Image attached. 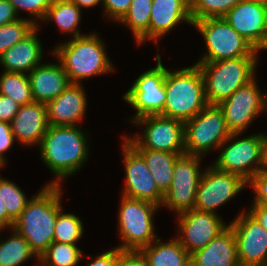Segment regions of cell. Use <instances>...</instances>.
Returning <instances> with one entry per match:
<instances>
[{
    "instance_id": "6da1fadb",
    "label": "cell",
    "mask_w": 267,
    "mask_h": 266,
    "mask_svg": "<svg viewBox=\"0 0 267 266\" xmlns=\"http://www.w3.org/2000/svg\"><path fill=\"white\" fill-rule=\"evenodd\" d=\"M61 189V186H44L13 224L12 228L25 238L37 259L54 242L56 218L62 209Z\"/></svg>"
},
{
    "instance_id": "7a4b0ae2",
    "label": "cell",
    "mask_w": 267,
    "mask_h": 266,
    "mask_svg": "<svg viewBox=\"0 0 267 266\" xmlns=\"http://www.w3.org/2000/svg\"><path fill=\"white\" fill-rule=\"evenodd\" d=\"M80 129L79 126H49L39 150L55 180L45 185L61 186V181L77 173L87 160L88 137Z\"/></svg>"
},
{
    "instance_id": "3957f363",
    "label": "cell",
    "mask_w": 267,
    "mask_h": 266,
    "mask_svg": "<svg viewBox=\"0 0 267 266\" xmlns=\"http://www.w3.org/2000/svg\"><path fill=\"white\" fill-rule=\"evenodd\" d=\"M94 33L84 34L59 44L54 48L70 83L109 73L114 70L105 51L104 42Z\"/></svg>"
},
{
    "instance_id": "277c9868",
    "label": "cell",
    "mask_w": 267,
    "mask_h": 266,
    "mask_svg": "<svg viewBox=\"0 0 267 266\" xmlns=\"http://www.w3.org/2000/svg\"><path fill=\"white\" fill-rule=\"evenodd\" d=\"M164 86L166 103L160 114L162 116L185 123L208 105L197 64L173 72L167 69Z\"/></svg>"
},
{
    "instance_id": "5b68a950",
    "label": "cell",
    "mask_w": 267,
    "mask_h": 266,
    "mask_svg": "<svg viewBox=\"0 0 267 266\" xmlns=\"http://www.w3.org/2000/svg\"><path fill=\"white\" fill-rule=\"evenodd\" d=\"M258 57H239L216 62H197L208 105H219L255 78Z\"/></svg>"
},
{
    "instance_id": "8992f818",
    "label": "cell",
    "mask_w": 267,
    "mask_h": 266,
    "mask_svg": "<svg viewBox=\"0 0 267 266\" xmlns=\"http://www.w3.org/2000/svg\"><path fill=\"white\" fill-rule=\"evenodd\" d=\"M121 199L118 228L123 243L117 248L121 251L139 252L158 238L154 233L153 216L159 206L123 195Z\"/></svg>"
},
{
    "instance_id": "52a82bcc",
    "label": "cell",
    "mask_w": 267,
    "mask_h": 266,
    "mask_svg": "<svg viewBox=\"0 0 267 266\" xmlns=\"http://www.w3.org/2000/svg\"><path fill=\"white\" fill-rule=\"evenodd\" d=\"M192 26L202 34L207 48L198 62L258 56V51L223 17L193 21Z\"/></svg>"
},
{
    "instance_id": "ba28073f",
    "label": "cell",
    "mask_w": 267,
    "mask_h": 266,
    "mask_svg": "<svg viewBox=\"0 0 267 266\" xmlns=\"http://www.w3.org/2000/svg\"><path fill=\"white\" fill-rule=\"evenodd\" d=\"M239 135L241 133H232L220 145L221 153L212 165L217 170L236 174L248 183L263 169V133L235 141Z\"/></svg>"
},
{
    "instance_id": "9c48e42d",
    "label": "cell",
    "mask_w": 267,
    "mask_h": 266,
    "mask_svg": "<svg viewBox=\"0 0 267 266\" xmlns=\"http://www.w3.org/2000/svg\"><path fill=\"white\" fill-rule=\"evenodd\" d=\"M224 113L218 105H207L184 123L185 154L202 156L218 149L231 135Z\"/></svg>"
},
{
    "instance_id": "30bf717a",
    "label": "cell",
    "mask_w": 267,
    "mask_h": 266,
    "mask_svg": "<svg viewBox=\"0 0 267 266\" xmlns=\"http://www.w3.org/2000/svg\"><path fill=\"white\" fill-rule=\"evenodd\" d=\"M145 126L142 135L123 136L134 149L185 154L184 123L162 115H148L133 121Z\"/></svg>"
},
{
    "instance_id": "8fae6325",
    "label": "cell",
    "mask_w": 267,
    "mask_h": 266,
    "mask_svg": "<svg viewBox=\"0 0 267 266\" xmlns=\"http://www.w3.org/2000/svg\"><path fill=\"white\" fill-rule=\"evenodd\" d=\"M157 66L142 73L123 99L137 112L131 121L148 115H159L166 103L165 75L166 68L161 63V56L156 55Z\"/></svg>"
},
{
    "instance_id": "7c38bea8",
    "label": "cell",
    "mask_w": 267,
    "mask_h": 266,
    "mask_svg": "<svg viewBox=\"0 0 267 266\" xmlns=\"http://www.w3.org/2000/svg\"><path fill=\"white\" fill-rule=\"evenodd\" d=\"M198 155H181L175 162L170 189L164 194L161 206L177 215L194 209L198 184L202 175Z\"/></svg>"
},
{
    "instance_id": "4fadbf2b",
    "label": "cell",
    "mask_w": 267,
    "mask_h": 266,
    "mask_svg": "<svg viewBox=\"0 0 267 266\" xmlns=\"http://www.w3.org/2000/svg\"><path fill=\"white\" fill-rule=\"evenodd\" d=\"M248 183L240 176L217 170L213 165L202 172L194 209L216 214V209L229 202Z\"/></svg>"
},
{
    "instance_id": "5bb4252c",
    "label": "cell",
    "mask_w": 267,
    "mask_h": 266,
    "mask_svg": "<svg viewBox=\"0 0 267 266\" xmlns=\"http://www.w3.org/2000/svg\"><path fill=\"white\" fill-rule=\"evenodd\" d=\"M237 240L240 266H267V231L245 210L228 224Z\"/></svg>"
},
{
    "instance_id": "9a60e30c",
    "label": "cell",
    "mask_w": 267,
    "mask_h": 266,
    "mask_svg": "<svg viewBox=\"0 0 267 266\" xmlns=\"http://www.w3.org/2000/svg\"><path fill=\"white\" fill-rule=\"evenodd\" d=\"M177 219L181 234L176 239L189 254L207 246L229 226L217 214L196 209L179 214Z\"/></svg>"
},
{
    "instance_id": "2e32d148",
    "label": "cell",
    "mask_w": 267,
    "mask_h": 266,
    "mask_svg": "<svg viewBox=\"0 0 267 266\" xmlns=\"http://www.w3.org/2000/svg\"><path fill=\"white\" fill-rule=\"evenodd\" d=\"M255 78L236 90L218 106L222 109L231 133H243L246 127L264 113V96Z\"/></svg>"
},
{
    "instance_id": "e0dca14e",
    "label": "cell",
    "mask_w": 267,
    "mask_h": 266,
    "mask_svg": "<svg viewBox=\"0 0 267 266\" xmlns=\"http://www.w3.org/2000/svg\"><path fill=\"white\" fill-rule=\"evenodd\" d=\"M122 144L125 165L123 196L162 205L164 194L158 189L143 157L124 139Z\"/></svg>"
},
{
    "instance_id": "ac0fdd59",
    "label": "cell",
    "mask_w": 267,
    "mask_h": 266,
    "mask_svg": "<svg viewBox=\"0 0 267 266\" xmlns=\"http://www.w3.org/2000/svg\"><path fill=\"white\" fill-rule=\"evenodd\" d=\"M223 18L257 51L267 49V4L242 0Z\"/></svg>"
},
{
    "instance_id": "d6986e66",
    "label": "cell",
    "mask_w": 267,
    "mask_h": 266,
    "mask_svg": "<svg viewBox=\"0 0 267 266\" xmlns=\"http://www.w3.org/2000/svg\"><path fill=\"white\" fill-rule=\"evenodd\" d=\"M45 105L50 126H76L84 119L87 98L82 84L70 83L58 97Z\"/></svg>"
},
{
    "instance_id": "ffe728a7",
    "label": "cell",
    "mask_w": 267,
    "mask_h": 266,
    "mask_svg": "<svg viewBox=\"0 0 267 266\" xmlns=\"http://www.w3.org/2000/svg\"><path fill=\"white\" fill-rule=\"evenodd\" d=\"M10 125L16 141L25 146L40 145L50 126L46 105L33 101L20 106Z\"/></svg>"
},
{
    "instance_id": "44dd1931",
    "label": "cell",
    "mask_w": 267,
    "mask_h": 266,
    "mask_svg": "<svg viewBox=\"0 0 267 266\" xmlns=\"http://www.w3.org/2000/svg\"><path fill=\"white\" fill-rule=\"evenodd\" d=\"M193 24L189 0H153L150 12L149 40L163 38L180 22Z\"/></svg>"
},
{
    "instance_id": "7402d4cb",
    "label": "cell",
    "mask_w": 267,
    "mask_h": 266,
    "mask_svg": "<svg viewBox=\"0 0 267 266\" xmlns=\"http://www.w3.org/2000/svg\"><path fill=\"white\" fill-rule=\"evenodd\" d=\"M191 266H240L237 240L230 226L207 246L190 254Z\"/></svg>"
},
{
    "instance_id": "603a6c76",
    "label": "cell",
    "mask_w": 267,
    "mask_h": 266,
    "mask_svg": "<svg viewBox=\"0 0 267 266\" xmlns=\"http://www.w3.org/2000/svg\"><path fill=\"white\" fill-rule=\"evenodd\" d=\"M33 100L46 104L58 97L69 85L70 81L60 62L42 63L29 74Z\"/></svg>"
},
{
    "instance_id": "cb8c5ba5",
    "label": "cell",
    "mask_w": 267,
    "mask_h": 266,
    "mask_svg": "<svg viewBox=\"0 0 267 266\" xmlns=\"http://www.w3.org/2000/svg\"><path fill=\"white\" fill-rule=\"evenodd\" d=\"M39 26L0 56L4 71L29 74L42 60V46L37 37Z\"/></svg>"
},
{
    "instance_id": "d4e9b609",
    "label": "cell",
    "mask_w": 267,
    "mask_h": 266,
    "mask_svg": "<svg viewBox=\"0 0 267 266\" xmlns=\"http://www.w3.org/2000/svg\"><path fill=\"white\" fill-rule=\"evenodd\" d=\"M160 241L158 237L139 251L149 266H191L190 254L176 238L164 243Z\"/></svg>"
},
{
    "instance_id": "484cf974",
    "label": "cell",
    "mask_w": 267,
    "mask_h": 266,
    "mask_svg": "<svg viewBox=\"0 0 267 266\" xmlns=\"http://www.w3.org/2000/svg\"><path fill=\"white\" fill-rule=\"evenodd\" d=\"M145 160L158 189L165 194L171 185L176 160L183 154L135 149Z\"/></svg>"
},
{
    "instance_id": "4316f807",
    "label": "cell",
    "mask_w": 267,
    "mask_h": 266,
    "mask_svg": "<svg viewBox=\"0 0 267 266\" xmlns=\"http://www.w3.org/2000/svg\"><path fill=\"white\" fill-rule=\"evenodd\" d=\"M80 20L81 9L76 4L70 0H53L43 21H54L62 32L75 38L83 35L77 29Z\"/></svg>"
},
{
    "instance_id": "83f0119b",
    "label": "cell",
    "mask_w": 267,
    "mask_h": 266,
    "mask_svg": "<svg viewBox=\"0 0 267 266\" xmlns=\"http://www.w3.org/2000/svg\"><path fill=\"white\" fill-rule=\"evenodd\" d=\"M152 1L153 0H132L127 13L119 21L130 28L138 45L149 39Z\"/></svg>"
},
{
    "instance_id": "f1b7e54d",
    "label": "cell",
    "mask_w": 267,
    "mask_h": 266,
    "mask_svg": "<svg viewBox=\"0 0 267 266\" xmlns=\"http://www.w3.org/2000/svg\"><path fill=\"white\" fill-rule=\"evenodd\" d=\"M33 256L37 257L29 243L13 228L12 235L0 241V266H21Z\"/></svg>"
},
{
    "instance_id": "f546056e",
    "label": "cell",
    "mask_w": 267,
    "mask_h": 266,
    "mask_svg": "<svg viewBox=\"0 0 267 266\" xmlns=\"http://www.w3.org/2000/svg\"><path fill=\"white\" fill-rule=\"evenodd\" d=\"M0 94L8 96L20 106L33 102L28 74L3 71L0 77Z\"/></svg>"
},
{
    "instance_id": "4dcf8cb0",
    "label": "cell",
    "mask_w": 267,
    "mask_h": 266,
    "mask_svg": "<svg viewBox=\"0 0 267 266\" xmlns=\"http://www.w3.org/2000/svg\"><path fill=\"white\" fill-rule=\"evenodd\" d=\"M82 251L73 244L53 242L38 258L42 266H77Z\"/></svg>"
},
{
    "instance_id": "1f68e13d",
    "label": "cell",
    "mask_w": 267,
    "mask_h": 266,
    "mask_svg": "<svg viewBox=\"0 0 267 266\" xmlns=\"http://www.w3.org/2000/svg\"><path fill=\"white\" fill-rule=\"evenodd\" d=\"M62 212L61 209L57 214L54 242L77 245L84 232L82 221L74 214Z\"/></svg>"
},
{
    "instance_id": "d6a6232c",
    "label": "cell",
    "mask_w": 267,
    "mask_h": 266,
    "mask_svg": "<svg viewBox=\"0 0 267 266\" xmlns=\"http://www.w3.org/2000/svg\"><path fill=\"white\" fill-rule=\"evenodd\" d=\"M242 0H191L190 14L192 21L205 18L223 17Z\"/></svg>"
},
{
    "instance_id": "836d02e7",
    "label": "cell",
    "mask_w": 267,
    "mask_h": 266,
    "mask_svg": "<svg viewBox=\"0 0 267 266\" xmlns=\"http://www.w3.org/2000/svg\"><path fill=\"white\" fill-rule=\"evenodd\" d=\"M1 200L7 209L8 216L15 222L31 199L14 182L1 177Z\"/></svg>"
},
{
    "instance_id": "e575fe53",
    "label": "cell",
    "mask_w": 267,
    "mask_h": 266,
    "mask_svg": "<svg viewBox=\"0 0 267 266\" xmlns=\"http://www.w3.org/2000/svg\"><path fill=\"white\" fill-rule=\"evenodd\" d=\"M36 25L33 19L20 18L0 26V56L27 36Z\"/></svg>"
},
{
    "instance_id": "d590c367",
    "label": "cell",
    "mask_w": 267,
    "mask_h": 266,
    "mask_svg": "<svg viewBox=\"0 0 267 266\" xmlns=\"http://www.w3.org/2000/svg\"><path fill=\"white\" fill-rule=\"evenodd\" d=\"M9 2L13 5L17 15L19 14V11L25 10V12L29 13L30 15H33V18L36 17L34 20V24L36 26H39V19L41 21L44 20L48 8L53 3V0H9Z\"/></svg>"
},
{
    "instance_id": "8d00e7d4",
    "label": "cell",
    "mask_w": 267,
    "mask_h": 266,
    "mask_svg": "<svg viewBox=\"0 0 267 266\" xmlns=\"http://www.w3.org/2000/svg\"><path fill=\"white\" fill-rule=\"evenodd\" d=\"M248 185L255 191L254 203L267 205V170L262 169L248 182Z\"/></svg>"
},
{
    "instance_id": "74e56055",
    "label": "cell",
    "mask_w": 267,
    "mask_h": 266,
    "mask_svg": "<svg viewBox=\"0 0 267 266\" xmlns=\"http://www.w3.org/2000/svg\"><path fill=\"white\" fill-rule=\"evenodd\" d=\"M132 0H102L105 16L119 22L127 13Z\"/></svg>"
},
{
    "instance_id": "f35d334b",
    "label": "cell",
    "mask_w": 267,
    "mask_h": 266,
    "mask_svg": "<svg viewBox=\"0 0 267 266\" xmlns=\"http://www.w3.org/2000/svg\"><path fill=\"white\" fill-rule=\"evenodd\" d=\"M15 141L10 123L0 121V162L3 165L6 163L4 153L11 148Z\"/></svg>"
},
{
    "instance_id": "ab89813d",
    "label": "cell",
    "mask_w": 267,
    "mask_h": 266,
    "mask_svg": "<svg viewBox=\"0 0 267 266\" xmlns=\"http://www.w3.org/2000/svg\"><path fill=\"white\" fill-rule=\"evenodd\" d=\"M20 105L9 98L0 94V121L10 123L15 117Z\"/></svg>"
},
{
    "instance_id": "60d3db41",
    "label": "cell",
    "mask_w": 267,
    "mask_h": 266,
    "mask_svg": "<svg viewBox=\"0 0 267 266\" xmlns=\"http://www.w3.org/2000/svg\"><path fill=\"white\" fill-rule=\"evenodd\" d=\"M119 260L120 249L116 247L98 255L97 258L89 262L87 266H118Z\"/></svg>"
},
{
    "instance_id": "b9f144b4",
    "label": "cell",
    "mask_w": 267,
    "mask_h": 266,
    "mask_svg": "<svg viewBox=\"0 0 267 266\" xmlns=\"http://www.w3.org/2000/svg\"><path fill=\"white\" fill-rule=\"evenodd\" d=\"M118 266H149V264L140 252L120 250Z\"/></svg>"
},
{
    "instance_id": "7bdbcfd3",
    "label": "cell",
    "mask_w": 267,
    "mask_h": 266,
    "mask_svg": "<svg viewBox=\"0 0 267 266\" xmlns=\"http://www.w3.org/2000/svg\"><path fill=\"white\" fill-rule=\"evenodd\" d=\"M20 18L9 0H0V26L12 23Z\"/></svg>"
},
{
    "instance_id": "ee69618b",
    "label": "cell",
    "mask_w": 267,
    "mask_h": 266,
    "mask_svg": "<svg viewBox=\"0 0 267 266\" xmlns=\"http://www.w3.org/2000/svg\"><path fill=\"white\" fill-rule=\"evenodd\" d=\"M249 212L260 223V225L267 231V205L252 204Z\"/></svg>"
},
{
    "instance_id": "f6af8a7d",
    "label": "cell",
    "mask_w": 267,
    "mask_h": 266,
    "mask_svg": "<svg viewBox=\"0 0 267 266\" xmlns=\"http://www.w3.org/2000/svg\"><path fill=\"white\" fill-rule=\"evenodd\" d=\"M14 221L8 216L7 209L5 205H3V201L1 200V176H0V228L5 229L10 227L12 229Z\"/></svg>"
},
{
    "instance_id": "bcb514c9",
    "label": "cell",
    "mask_w": 267,
    "mask_h": 266,
    "mask_svg": "<svg viewBox=\"0 0 267 266\" xmlns=\"http://www.w3.org/2000/svg\"><path fill=\"white\" fill-rule=\"evenodd\" d=\"M70 1L76 4L80 9H82V7L90 8L102 2V0H70Z\"/></svg>"
},
{
    "instance_id": "7dc6e473",
    "label": "cell",
    "mask_w": 267,
    "mask_h": 266,
    "mask_svg": "<svg viewBox=\"0 0 267 266\" xmlns=\"http://www.w3.org/2000/svg\"><path fill=\"white\" fill-rule=\"evenodd\" d=\"M263 169L267 170V134L263 133Z\"/></svg>"
},
{
    "instance_id": "c3c4849f",
    "label": "cell",
    "mask_w": 267,
    "mask_h": 266,
    "mask_svg": "<svg viewBox=\"0 0 267 266\" xmlns=\"http://www.w3.org/2000/svg\"><path fill=\"white\" fill-rule=\"evenodd\" d=\"M267 92V91H266ZM264 112L267 111V93H265V96H264ZM267 113V112H266Z\"/></svg>"
},
{
    "instance_id": "681fc988",
    "label": "cell",
    "mask_w": 267,
    "mask_h": 266,
    "mask_svg": "<svg viewBox=\"0 0 267 266\" xmlns=\"http://www.w3.org/2000/svg\"><path fill=\"white\" fill-rule=\"evenodd\" d=\"M251 1H257V2H261V3L267 4V0H251Z\"/></svg>"
}]
</instances>
